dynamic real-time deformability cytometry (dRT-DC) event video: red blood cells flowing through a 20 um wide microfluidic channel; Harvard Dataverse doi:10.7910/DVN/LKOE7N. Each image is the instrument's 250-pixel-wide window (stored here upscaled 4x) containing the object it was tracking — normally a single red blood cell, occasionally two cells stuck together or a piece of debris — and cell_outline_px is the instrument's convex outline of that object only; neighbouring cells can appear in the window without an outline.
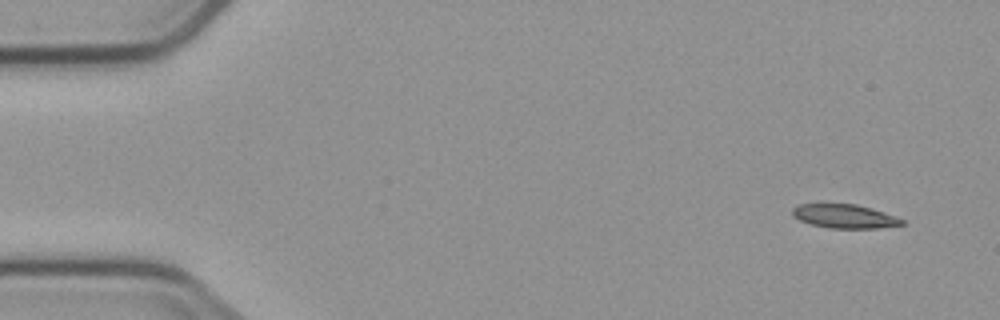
{"species": "common noctule bat (a hibernating species)", "species_latin": "Nyctalus noctula", "temperature_condition": "cold", "stored_images_in_passage": 5, "segment_of_instrument_passage": [1, 2], "camera_frame_rate_fps": 3000, "um_per_image_px": 0.085, "animal": {"sex": "male", "body_mass_g": 23.1, "forearm_length_mm": 52.7}, "frame": {"image": 1, "passage_image": 1, "time_ms": 0.0, "image_size_px": [1000, 320], "cell_outline_px": [[904, 224], [876, 228], [828, 228], [812, 224], [800, 220], [792, 216], [792, 208], [800, 204], [856, 204], [904, 220]], "centroid_in_image_um": [71.71, 18.38], "position_along_channel_um": 13.3, "area_um2": 14.8}}
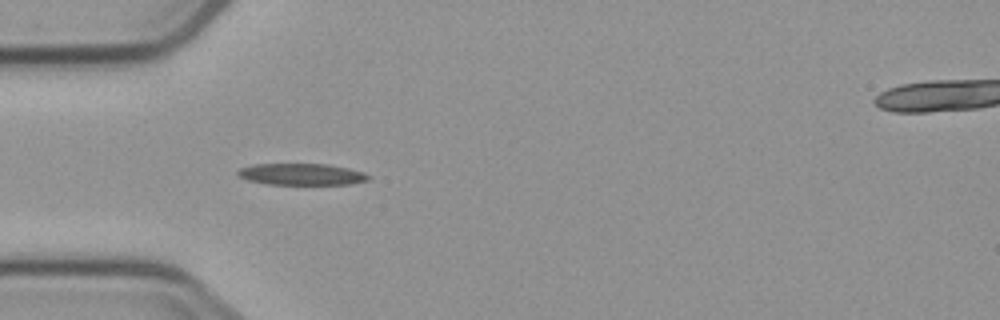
{"frame": {"image": 2, "passage_image": 4, "time_ms": 4.333, "image_size_px": [1000, 320], "cell_outline_px": [[372, 176], [368, 180], [348, 184], [268, 184], [248, 180], [236, 176], [236, 172], [240, 168], [252, 164], [328, 164], [348, 168], [364, 172]], "centroid_in_image_um": [25.61, 14.81], "position_along_channel_um": 59.4, "area_um2": 16.47}}